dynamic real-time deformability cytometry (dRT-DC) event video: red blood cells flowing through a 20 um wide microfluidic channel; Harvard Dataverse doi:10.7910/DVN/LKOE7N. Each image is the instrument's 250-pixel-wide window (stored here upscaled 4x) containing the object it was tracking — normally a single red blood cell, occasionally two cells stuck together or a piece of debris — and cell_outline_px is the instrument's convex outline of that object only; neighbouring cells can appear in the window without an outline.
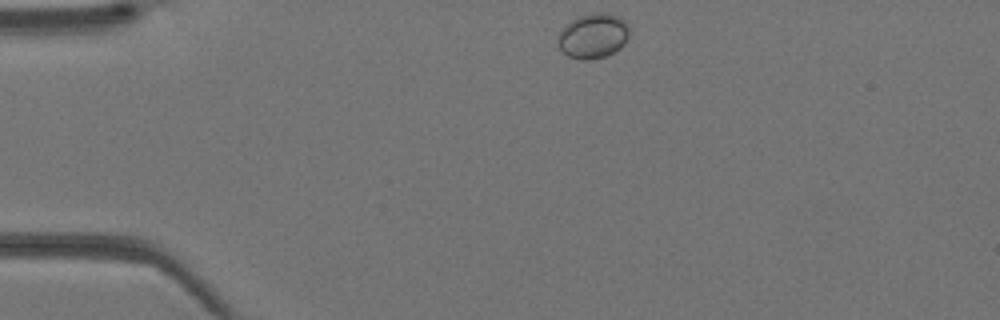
{"species": "Egyptian fruit bat (a non-hibernating species)", "species_latin": "Rousettus aegyptiacus", "temperature_condition": "warm", "stored_images_in_passage": 34, "camera_frame_rate_fps": 3000, "um_per_image_px": 0.085, "animal": {"sex": "female"}, "frame": {"image": 1, "passage_image": 1, "time_ms": 0.0, "image_size_px": [1000, 320], "cell_outline_px": [[628, 36], [624, 44], [620, 48], [604, 56], [592, 60], [580, 60], [568, 56], [560, 48], [560, 32], [564, 24], [576, 16], [592, 12], [608, 12], [620, 16], [628, 24]], "centroid_in_image_um": [50.43, 3.01], "position_along_channel_um": 34.6, "area_um2": 18.84}}
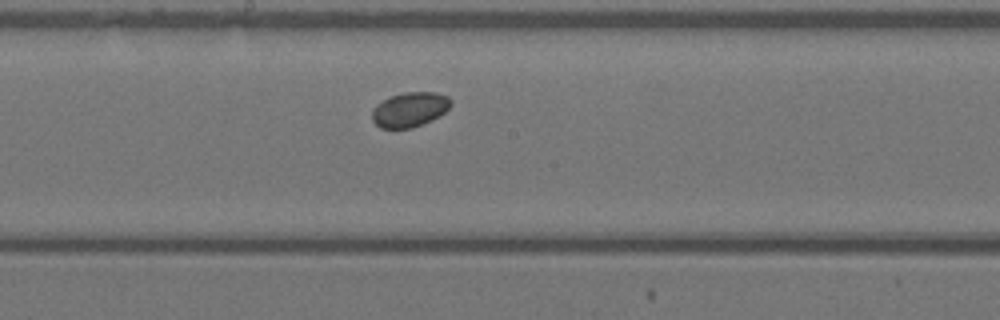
{"frame": {"image": 2, "passage_image": 15, "time_ms": 4.667, "image_size_px": [1000, 320], "cell_outline_px": [[452, 104], [444, 112], [432, 120], [412, 128], [380, 128], [372, 120], [372, 108], [376, 104], [388, 96], [404, 92], [436, 92], [448, 96], [452, 100]], "centroid_in_image_um": [34.81, 9.29], "position_along_channel_um": 213.4, "area_um2": 16.13}}
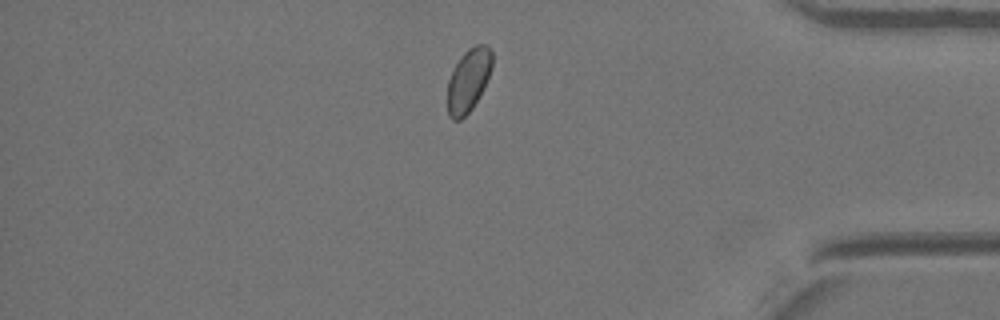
{"frame": {"image": 3, "passage_image": 28, "time_ms": 9.0, "image_size_px": [1000, 320], "cell_outline_px": [[492, 68], [472, 108], [460, 120], [452, 120], [448, 116], [448, 80], [460, 56], [468, 48], [476, 44], [488, 44], [492, 52]], "centroid_in_image_um": [39.81, 6.78], "position_along_channel_um": 395.4, "area_um2": 16.18}}